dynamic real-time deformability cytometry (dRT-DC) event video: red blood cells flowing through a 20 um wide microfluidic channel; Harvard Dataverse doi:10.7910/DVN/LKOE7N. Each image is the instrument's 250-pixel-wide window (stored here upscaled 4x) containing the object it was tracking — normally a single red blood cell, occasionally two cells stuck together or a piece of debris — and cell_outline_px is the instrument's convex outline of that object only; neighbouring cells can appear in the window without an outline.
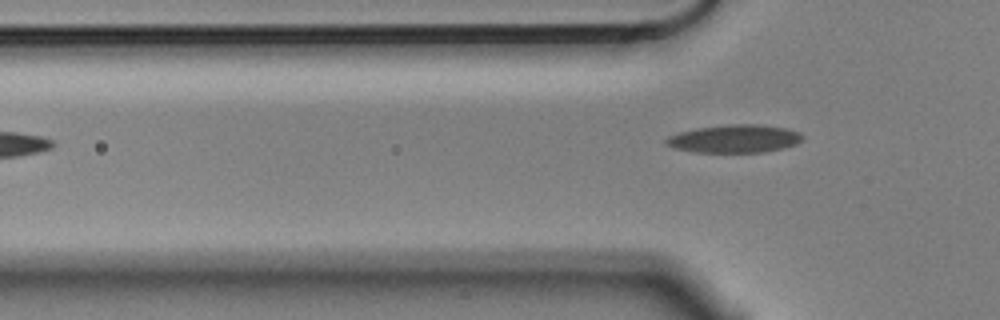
{"species": "Egyptian fruit bat (a non-hibernating species)", "species_latin": "Rousettus aegyptiacus", "temperature_condition": "cold", "stored_images_in_passage": 4, "camera_frame_rate_fps": 3000, "um_per_image_px": 0.085, "animal": {"sex": "male"}, "frame": {"image": 1, "passage_image": 4, "time_ms": 1.0, "image_size_px": [1000, 320], "cell_outline_px": [[804, 136], [796, 144], [784, 148], [764, 152], [692, 152], [672, 148], [664, 144], [664, 140], [668, 136], [680, 132], [700, 128], [728, 124], [756, 124], [784, 128], [800, 132]], "centroid_in_image_um": [62.4, 11.8], "position_along_channel_um": 63.4, "area_um2": 22.25}}